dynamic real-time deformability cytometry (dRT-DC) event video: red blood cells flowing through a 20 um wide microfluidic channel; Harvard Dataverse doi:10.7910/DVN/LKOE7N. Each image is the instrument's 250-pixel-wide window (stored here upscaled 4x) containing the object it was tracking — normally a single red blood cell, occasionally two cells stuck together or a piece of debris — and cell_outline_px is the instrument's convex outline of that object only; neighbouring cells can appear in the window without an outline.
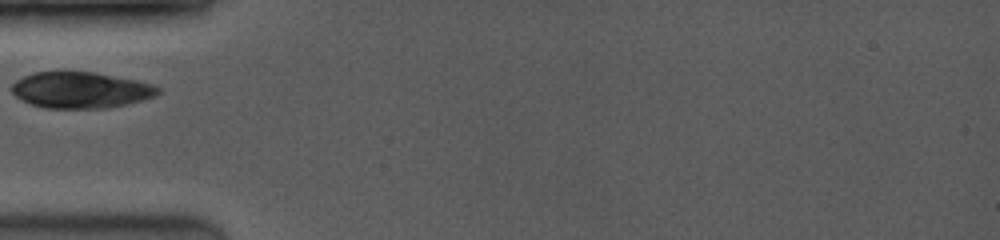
{"species": "common noctule bat (a hibernating species)", "species_latin": "Nyctalus noctula", "temperature_condition": "room temperature", "stored_images_in_passage": 5, "camera_frame_rate_fps": 3500, "um_per_image_px": 0.085, "animal": {"sex": "female", "body_mass_g": 19.0, "forearm_length_mm": 53.3}, "frame": {"image": 1, "passage_image": 1, "time_ms": 0.0, "image_size_px": [1000, 240], "cell_outline_px": [[160, 92], [156, 96], [144, 100], [128, 104], [108, 108], [44, 108], [20, 100], [12, 92], [12, 84], [16, 80], [32, 72], [56, 68], [64, 68], [92, 72], [136, 80], [152, 84], [160, 88]], "centroid_in_image_um": [6.82, 7.61], "position_along_channel_um": 78.2, "area_um2": 31.85}}